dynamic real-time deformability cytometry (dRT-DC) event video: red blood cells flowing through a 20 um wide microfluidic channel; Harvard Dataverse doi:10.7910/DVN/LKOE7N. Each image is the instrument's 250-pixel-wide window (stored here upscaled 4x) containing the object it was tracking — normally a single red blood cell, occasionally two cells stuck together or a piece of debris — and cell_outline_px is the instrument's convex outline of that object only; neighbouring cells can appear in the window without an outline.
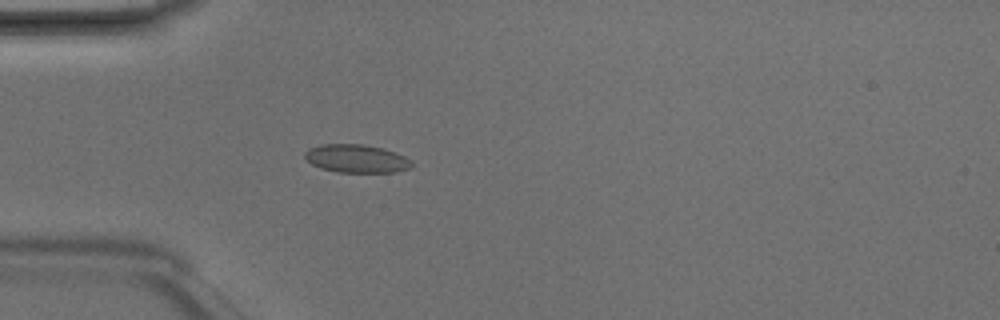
{"species": "Egyptian fruit bat (a non-hibernating species)", "species_latin": "Rousettus aegyptiacus", "temperature_condition": "room temperature", "stored_images_in_passage": 4, "camera_frame_rate_fps": 3000, "um_per_image_px": 0.085, "animal": {"sex": "male"}, "frame": {"image": 1, "passage_image": 4, "time_ms": 1.0, "image_size_px": [1000, 320], "cell_outline_px": [[412, 168], [396, 172], [336, 172], [320, 168], [312, 164], [304, 156], [304, 152], [308, 148], [320, 144], [364, 144], [396, 152], [412, 160]], "centroid_in_image_um": [30.3, 13.48], "position_along_channel_um": 54.7, "area_um2": 17.69}}